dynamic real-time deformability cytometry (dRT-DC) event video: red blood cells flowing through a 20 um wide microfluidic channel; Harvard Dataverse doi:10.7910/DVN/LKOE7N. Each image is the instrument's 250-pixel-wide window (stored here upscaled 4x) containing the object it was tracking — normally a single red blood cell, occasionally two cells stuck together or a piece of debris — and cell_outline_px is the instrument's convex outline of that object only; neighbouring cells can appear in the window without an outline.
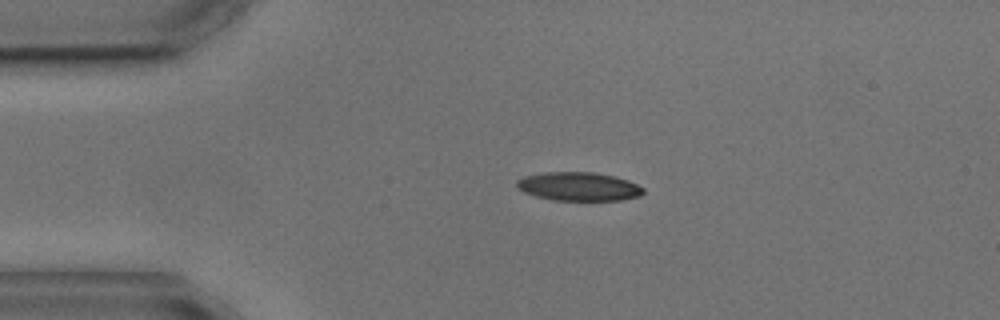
{"species": "common noctule bat (a hibernating species)", "species_latin": "Nyctalus noctula", "temperature_condition": "cold", "stored_images_in_passage": 2, "camera_frame_rate_fps": 3000, "um_per_image_px": 0.085, "animal": {"sex": "male", "body_mass_g": 17.9, "forearm_length_mm": 54.2}, "frame": {"image": 1, "passage_image": 1, "time_ms": 0.0, "image_size_px": [1000, 320], "cell_outline_px": [[644, 192], [640, 196], [620, 200], [552, 200], [536, 196], [524, 192], [516, 184], [516, 180], [524, 176], [544, 172], [592, 172], [612, 176], [628, 180], [644, 188]], "centroid_in_image_um": [49.19, 15.85], "position_along_channel_um": 35.8, "area_um2": 20.98}}